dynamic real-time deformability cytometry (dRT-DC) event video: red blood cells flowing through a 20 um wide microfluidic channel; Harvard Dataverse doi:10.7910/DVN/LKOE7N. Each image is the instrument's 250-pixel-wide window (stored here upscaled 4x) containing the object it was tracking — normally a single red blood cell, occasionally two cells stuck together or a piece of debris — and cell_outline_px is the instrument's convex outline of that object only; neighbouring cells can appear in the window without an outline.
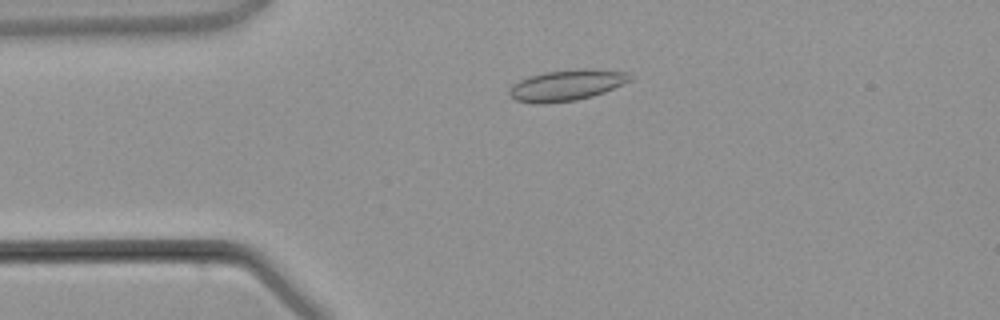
{"species": "common noctule bat (a hibernating species)", "species_latin": "Nyctalus noctula", "temperature_condition": "warm", "stored_images_in_passage": 4, "camera_frame_rate_fps": 3000, "um_per_image_px": 0.085, "animal": {"sex": "male", "body_mass_g": 21.5, "forearm_length_mm": 52.0}, "frame": {"image": 1, "passage_image": 3, "time_ms": 2.333, "image_size_px": [1000, 320], "cell_outline_px": [[632, 80], [604, 92], [592, 96], [576, 100], [540, 104], [536, 104], [516, 100], [508, 92], [512, 84], [528, 76], [544, 72], [576, 68], [592, 68], [628, 72], [632, 76]], "centroid_in_image_um": [48.18, 7.22], "position_along_channel_um": 36.8, "area_um2": 21.96}}
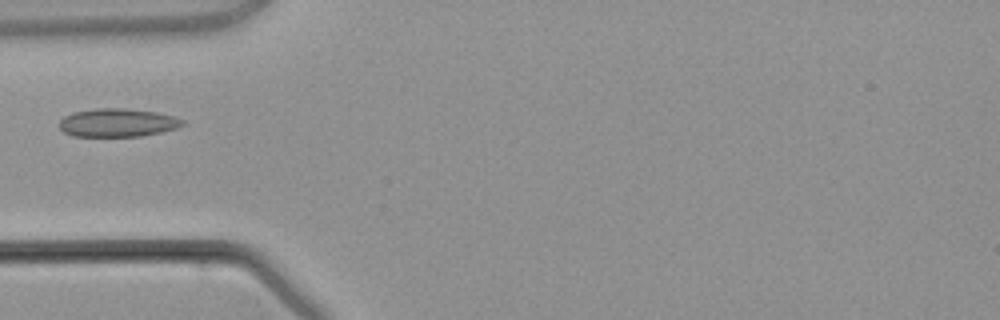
{"frame": {"image": 2, "passage_image": 4, "time_ms": 3.667, "image_size_px": [1000, 320], "cell_outline_px": [[184, 124], [176, 128], [160, 132], [140, 136], [72, 136], [64, 132], [60, 128], [60, 120], [64, 116], [72, 112], [96, 108], [124, 108], [156, 112], [176, 116], [184, 120]], "centroid_in_image_um": [9.99, 10.42], "position_along_channel_um": 75.0, "area_um2": 20.35}}